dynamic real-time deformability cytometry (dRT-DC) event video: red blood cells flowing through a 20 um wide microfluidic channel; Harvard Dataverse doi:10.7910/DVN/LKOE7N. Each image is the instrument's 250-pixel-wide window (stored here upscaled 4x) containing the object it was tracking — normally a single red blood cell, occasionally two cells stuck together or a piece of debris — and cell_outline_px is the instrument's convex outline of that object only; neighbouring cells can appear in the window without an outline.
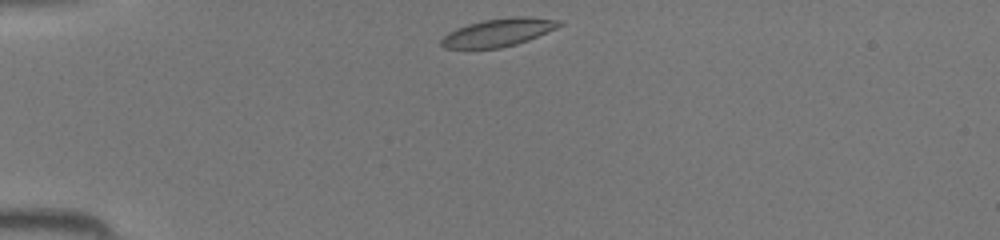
{"species": "common noctule bat (a hibernating species)", "species_latin": "Nyctalus noctula", "temperature_condition": "room temperature", "stored_images_in_passage": 34, "camera_frame_rate_fps": 3000, "um_per_image_px": 0.085, "animal": {"sex": "female", "body_mass_g": 19.5, "forearm_length_mm": 54.1}, "frame": {"image": 1, "passage_image": 1, "time_ms": 0.0, "image_size_px": [1000, 240], "cell_outline_px": [[564, 24], [556, 28], [528, 40], [516, 44], [500, 48], [444, 48], [440, 44], [440, 40], [448, 32], [456, 28], [468, 24], [484, 20], [512, 16], [528, 16], [564, 20]], "centroid_in_image_um": [42.39, 2.74], "position_along_channel_um": 42.6, "area_um2": 19.31}}
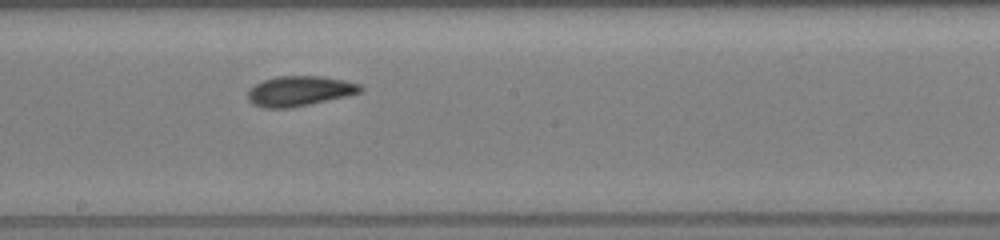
{"frame": {"image": 2, "passage_image": 15, "time_ms": 4.667, "image_size_px": [1000, 240], "cell_outline_px": [[364, 88], [360, 92], [348, 96], [288, 108], [264, 108], [252, 104], [248, 100], [248, 92], [256, 84], [264, 80], [276, 76], [324, 76], [344, 80], [360, 84]], "centroid_in_image_um": [25.47, 7.73], "position_along_channel_um": 222.7, "area_um2": 19.65}}
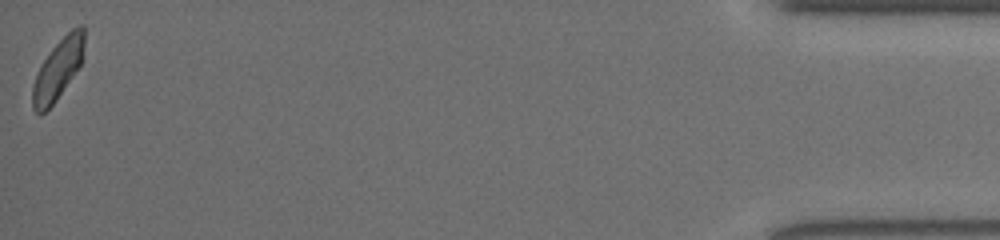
{"frame": {"image": 3, "passage_image": 34, "time_ms": 11.0, "image_size_px": [1000, 240], "cell_outline_px": [[84, 56], [80, 64], [56, 100], [40, 116], [32, 108], [32, 84], [40, 64], [52, 48], [72, 28], [80, 24], [84, 24]], "centroid_in_image_um": [4.91, 5.88], "position_along_channel_um": 430.3, "area_um2": 18.09}}